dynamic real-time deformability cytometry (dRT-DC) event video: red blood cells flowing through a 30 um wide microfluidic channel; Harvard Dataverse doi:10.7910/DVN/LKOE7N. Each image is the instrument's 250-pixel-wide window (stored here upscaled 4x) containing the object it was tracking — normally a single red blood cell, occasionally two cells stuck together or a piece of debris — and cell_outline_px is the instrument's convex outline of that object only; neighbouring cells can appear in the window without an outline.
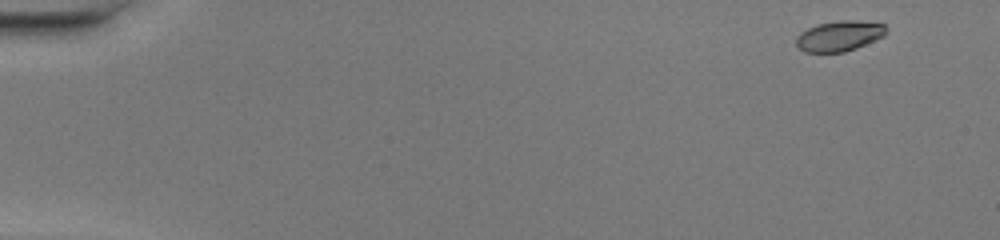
{"species": "common noctule bat (a hibernating species)", "species_latin": "Nyctalus noctula", "temperature_condition": "warm", "stored_images_in_passage": 47, "camera_frame_rate_fps": 3000, "um_per_image_px": 0.085, "animal": {"sex": "female", "body_mass_g": 20.0, "forearm_length_mm": 54.0}, "frame": {"image": 1, "passage_image": 1, "time_ms": 0.0, "image_size_px": [1000, 240], "cell_outline_px": [[888, 32], [884, 36], [856, 48], [844, 52], [804, 52], [796, 44], [796, 36], [800, 32], [816, 24], [840, 20], [852, 20], [884, 24], [888, 28]], "centroid_in_image_um": [71.35, 3.05], "position_along_channel_um": 13.7, "area_um2": 16.01}}
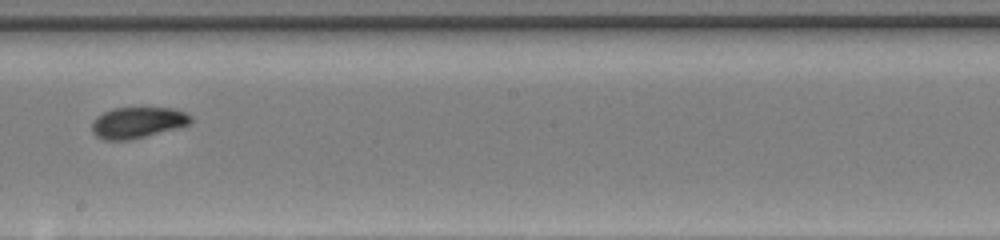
{"frame": {"image": 2, "passage_image": 27, "time_ms": 8.667, "image_size_px": [1000, 240], "cell_outline_px": [[192, 120], [188, 124], [176, 128], [128, 140], [104, 140], [96, 136], [92, 132], [92, 124], [96, 116], [112, 108], [172, 108], [184, 112], [192, 116]], "centroid_in_image_um": [11.66, 10.41], "position_along_channel_um": 236.5, "area_um2": 17.69}}
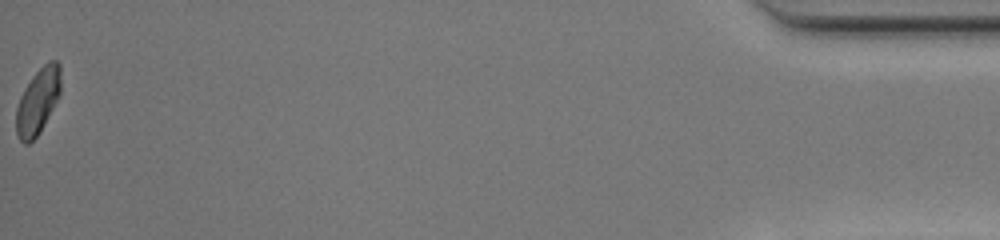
{"frame": {"image": 3, "passage_image": 47, "time_ms": 15.333, "image_size_px": [1000, 240], "cell_outline_px": [[60, 92], [40, 132], [28, 144], [24, 144], [20, 140], [16, 132], [16, 108], [20, 96], [24, 88], [32, 76], [48, 60], [56, 60], [60, 64]], "centroid_in_image_um": [3.2, 8.59], "position_along_channel_um": 432.0, "area_um2": 16.88}, "authors_computed_cell_mechanics": {"area_um2": 17.5712, "velocity_mm_per_s": 4.2987, "shape_relaxation_time_tau1_ms": 3.1819, "shape_relaxation_time_tau2_ms": 1.8358, "deformation_change_tau1": 0.1543, "deformation_change_tau2": 0.0456}}